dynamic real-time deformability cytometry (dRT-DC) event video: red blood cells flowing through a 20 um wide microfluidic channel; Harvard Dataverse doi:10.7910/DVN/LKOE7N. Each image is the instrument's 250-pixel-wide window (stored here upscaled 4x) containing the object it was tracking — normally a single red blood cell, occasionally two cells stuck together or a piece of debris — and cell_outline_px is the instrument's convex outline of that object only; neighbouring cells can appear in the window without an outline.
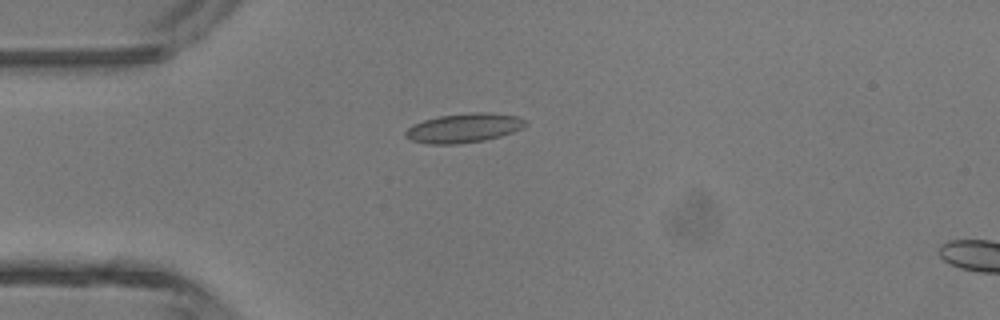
{"species": "common noctule bat (a hibernating species)", "species_latin": "Nyctalus noctula", "temperature_condition": "room temperature", "stored_images_in_passage": 5, "camera_frame_rate_fps": 3000, "um_per_image_px": 0.085, "animal": {"sex": "male", "body_mass_g": 13.3}, "frame": {"image": 1, "passage_image": 4, "time_ms": 1.0, "image_size_px": [1000, 320], "cell_outline_px": [[528, 124], [512, 132], [500, 136], [484, 140], [456, 144], [428, 144], [412, 140], [404, 136], [404, 132], [412, 124], [424, 120], [440, 116], [476, 112], [488, 112], [516, 116], [528, 120]], "centroid_in_image_um": [39.42, 10.88], "position_along_channel_um": 45.6, "area_um2": 20.35}}